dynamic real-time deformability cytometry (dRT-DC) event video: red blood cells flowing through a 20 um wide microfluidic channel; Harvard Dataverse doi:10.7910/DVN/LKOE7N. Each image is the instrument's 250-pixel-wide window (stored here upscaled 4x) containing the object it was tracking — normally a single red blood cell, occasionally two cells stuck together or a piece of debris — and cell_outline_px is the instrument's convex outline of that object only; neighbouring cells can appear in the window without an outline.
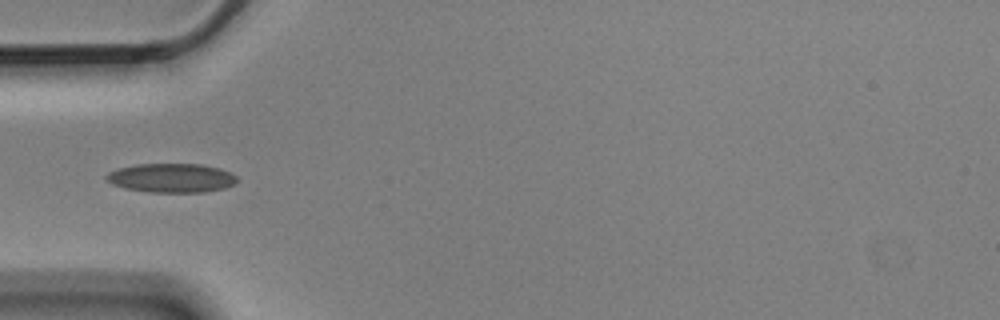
{"species": "Egyptian fruit bat (a non-hibernating species)", "species_latin": "Rousettus aegyptiacus", "temperature_condition": "cold", "stored_images_in_passage": 10, "camera_frame_rate_fps": 3000, "um_per_image_px": 0.085, "animal": {"sex": "male"}, "frame": {"image": 1, "passage_image": 4, "time_ms": 1.0, "image_size_px": [1000, 320], "cell_outline_px": [[236, 184], [224, 188], [204, 192], [148, 192], [124, 188], [112, 184], [104, 176], [108, 172], [116, 168], [136, 164], [200, 164], [220, 168], [236, 176]], "centroid_in_image_um": [14.54, 15.12], "position_along_channel_um": 70.5, "area_um2": 22.2}}
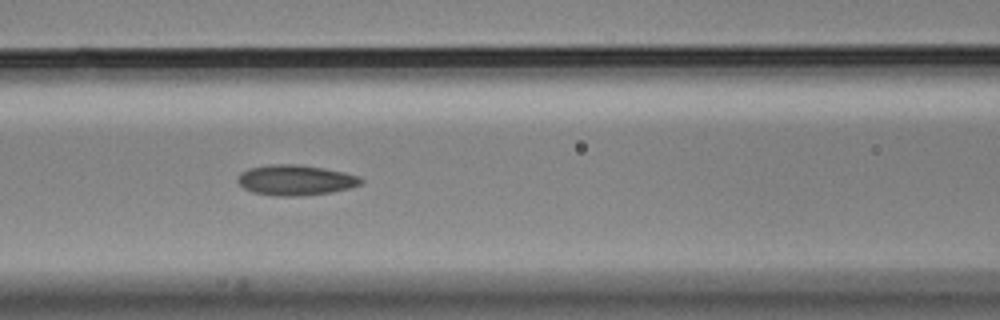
{"frame": {"image": 2, "passage_image": 6, "time_ms": 1.667, "image_size_px": [1000, 320], "cell_outline_px": [[364, 184], [332, 192], [296, 196], [272, 196], [252, 192], [244, 188], [236, 180], [236, 176], [240, 172], [248, 168], [268, 164], [300, 164], [324, 168], [344, 172], [360, 176], [364, 180]], "centroid_in_image_um": [25.1, 15.3], "position_along_channel_um": 141.5, "area_um2": 22.2}}
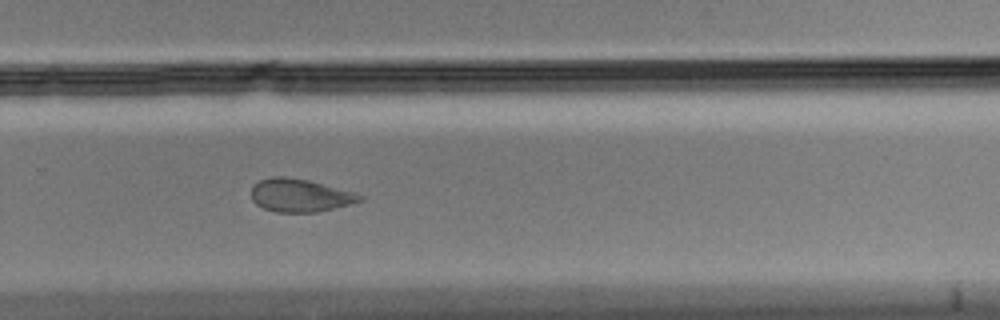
{"frame": {"image": 3, "passage_image": 10, "time_ms": 3.0, "image_size_px": [1000, 320], "cell_outline_px": [[364, 200], [316, 212], [276, 212], [264, 208], [256, 204], [252, 200], [252, 188], [260, 180], [272, 176], [284, 176], [308, 180], [356, 192], [364, 196]], "centroid_in_image_um": [25.51, 16.6], "position_along_channel_um": 304.3, "area_um2": 20.75}}